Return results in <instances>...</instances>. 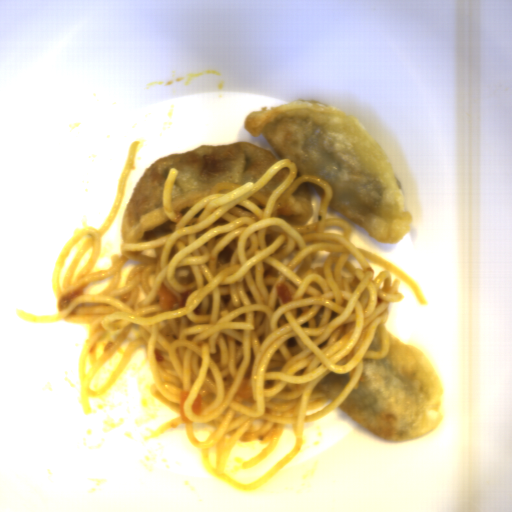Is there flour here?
Masks as SVG:
<instances>
[{"instance_id":"obj_6","label":"flour","mask_w":512,"mask_h":512,"mask_svg":"<svg viewBox=\"0 0 512 512\" xmlns=\"http://www.w3.org/2000/svg\"><path fill=\"white\" fill-rule=\"evenodd\" d=\"M289 172L288 167H282L260 189L248 198L259 208L264 210L268 196L287 178Z\"/></svg>"},{"instance_id":"obj_7","label":"flour","mask_w":512,"mask_h":512,"mask_svg":"<svg viewBox=\"0 0 512 512\" xmlns=\"http://www.w3.org/2000/svg\"><path fill=\"white\" fill-rule=\"evenodd\" d=\"M368 350H372V351H378V350H381V335H380V328H379V325L377 327V330L375 332V335H374V338H373V341L369 347Z\"/></svg>"},{"instance_id":"obj_3","label":"flour","mask_w":512,"mask_h":512,"mask_svg":"<svg viewBox=\"0 0 512 512\" xmlns=\"http://www.w3.org/2000/svg\"><path fill=\"white\" fill-rule=\"evenodd\" d=\"M387 333L388 354L363 359L358 385L337 407L372 435L400 443L441 426L442 385L418 347Z\"/></svg>"},{"instance_id":"obj_5","label":"flour","mask_w":512,"mask_h":512,"mask_svg":"<svg viewBox=\"0 0 512 512\" xmlns=\"http://www.w3.org/2000/svg\"><path fill=\"white\" fill-rule=\"evenodd\" d=\"M349 381L350 372L339 374L331 371L317 383L315 389L325 393L328 398L334 402Z\"/></svg>"},{"instance_id":"obj_2","label":"flour","mask_w":512,"mask_h":512,"mask_svg":"<svg viewBox=\"0 0 512 512\" xmlns=\"http://www.w3.org/2000/svg\"><path fill=\"white\" fill-rule=\"evenodd\" d=\"M276 161L269 149L245 141L202 144L189 152L154 160L135 185L123 214V243L138 245L173 231L176 222L168 219L163 207L164 182L170 169L178 170L170 203L181 215L215 184L258 181Z\"/></svg>"},{"instance_id":"obj_1","label":"flour","mask_w":512,"mask_h":512,"mask_svg":"<svg viewBox=\"0 0 512 512\" xmlns=\"http://www.w3.org/2000/svg\"><path fill=\"white\" fill-rule=\"evenodd\" d=\"M244 130L263 137L298 173L322 178L332 209L371 239L395 244L413 222L404 188L376 138L351 114L318 101H293L249 113Z\"/></svg>"},{"instance_id":"obj_4","label":"flour","mask_w":512,"mask_h":512,"mask_svg":"<svg viewBox=\"0 0 512 512\" xmlns=\"http://www.w3.org/2000/svg\"><path fill=\"white\" fill-rule=\"evenodd\" d=\"M276 214L292 228L307 225L314 214V203L308 182H303L285 199Z\"/></svg>"}]
</instances>
